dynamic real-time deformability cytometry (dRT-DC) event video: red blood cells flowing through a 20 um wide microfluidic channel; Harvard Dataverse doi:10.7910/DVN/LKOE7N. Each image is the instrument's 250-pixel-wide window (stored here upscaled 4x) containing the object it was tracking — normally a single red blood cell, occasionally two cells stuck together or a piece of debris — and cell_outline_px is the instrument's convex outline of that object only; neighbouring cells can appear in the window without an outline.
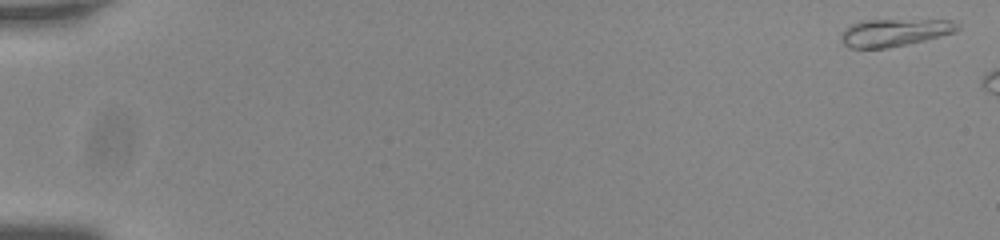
{"species": "common noctule bat (a hibernating species)", "species_latin": "Nyctalus noctula", "temperature_condition": "room temperature", "stored_images_in_passage": 51, "camera_frame_rate_fps": 3000, "um_per_image_px": 0.085, "animal": {"sex": "male", "body_mass_g": 20.0, "forearm_length_mm": 53.3}, "frame": {"image": 1, "passage_image": 1, "time_ms": 0.0, "image_size_px": [1000, 240], "cell_outline_px": [[960, 28], [956, 32], [924, 40], [888, 48], [848, 48], [840, 40], [840, 36], [844, 28], [852, 24], [868, 20], [952, 20], [960, 24]], "centroid_in_image_um": [76.03, 2.76], "position_along_channel_um": 9.0, "area_um2": 18.67}}
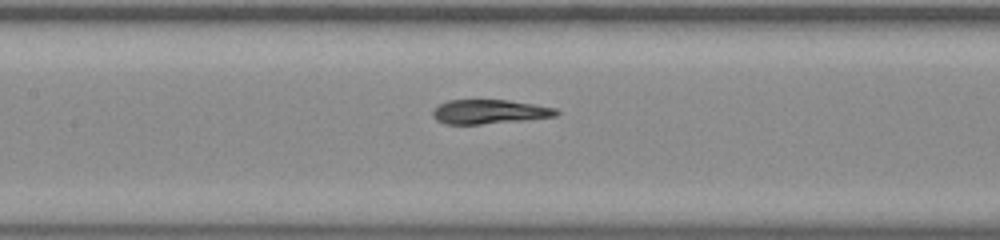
{"frame": {"image": 2, "passage_image": 28, "time_ms": 9.0, "image_size_px": [1000, 240], "cell_outline_px": [[560, 112], [556, 116], [524, 120], [480, 124], [444, 124], [436, 120], [432, 116], [432, 112], [440, 104], [448, 100], [508, 100], [556, 108]], "centroid_in_image_um": [41.59, 9.5], "position_along_channel_um": 165.8, "area_um2": 17.34}}
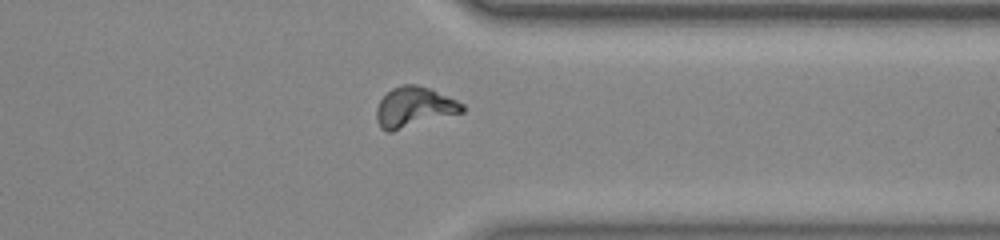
{"frame": {"image": 3, "passage_image": 45, "time_ms": 14.667, "image_size_px": [1000, 240], "cell_outline_px": [[464, 112], [392, 132], [388, 132], [380, 128], [376, 120], [376, 108], [380, 100], [392, 88], [404, 84], [416, 84], [432, 88], [464, 104]], "centroid_in_image_um": [35.2, 9.11], "position_along_channel_um": 376.2, "area_um2": 20.35}}